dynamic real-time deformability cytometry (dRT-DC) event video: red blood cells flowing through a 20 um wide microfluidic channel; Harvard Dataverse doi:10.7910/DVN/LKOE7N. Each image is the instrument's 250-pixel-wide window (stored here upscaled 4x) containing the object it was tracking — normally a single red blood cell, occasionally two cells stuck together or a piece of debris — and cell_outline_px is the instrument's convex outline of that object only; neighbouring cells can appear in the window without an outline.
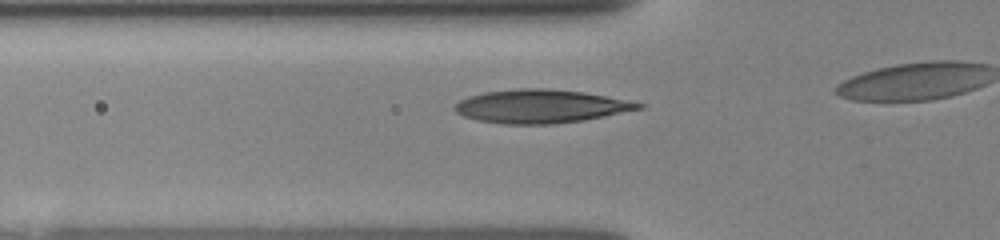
{"species": "human", "species_latin": "Homo sapiens", "temperature_condition": "room temperature", "stored_images_in_passage": 10, "camera_frame_rate_fps": 3000, "um_per_image_px": 0.085, "donor": {"sex": "female"}, "frame": {"image": 1, "passage_image": 7, "time_ms": 3.333, "image_size_px": [1000, 240], "cell_outline_px": [[644, 108], [584, 120], [552, 124], [504, 124], [476, 120], [464, 116], [456, 112], [452, 108], [460, 100], [468, 96], [484, 92], [520, 88], [544, 88], [584, 92], [628, 100], [644, 104]], "centroid_in_image_um": [45.94, 9.03], "position_along_channel_um": 79.9, "area_um2": 35.78}}
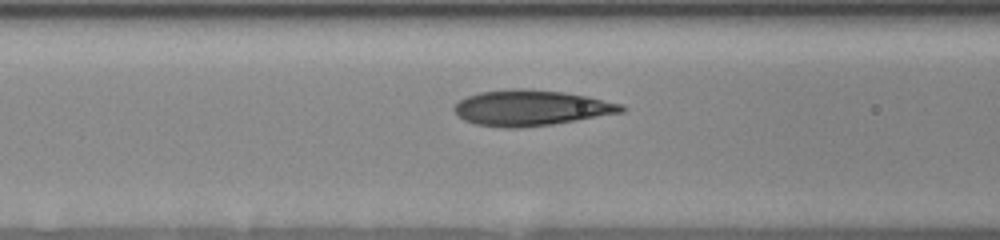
{"frame": {"image": 2, "passage_image": 9, "time_ms": 4.333, "image_size_px": [1000, 240], "cell_outline_px": [[628, 108], [624, 112], [552, 124], [516, 128], [508, 128], [476, 124], [464, 120], [452, 108], [460, 100], [468, 96], [480, 92], [512, 88], [524, 88], [564, 92], [624, 104]], "centroid_in_image_um": [45.16, 9.16], "position_along_channel_um": 121.4, "area_um2": 34.51}}